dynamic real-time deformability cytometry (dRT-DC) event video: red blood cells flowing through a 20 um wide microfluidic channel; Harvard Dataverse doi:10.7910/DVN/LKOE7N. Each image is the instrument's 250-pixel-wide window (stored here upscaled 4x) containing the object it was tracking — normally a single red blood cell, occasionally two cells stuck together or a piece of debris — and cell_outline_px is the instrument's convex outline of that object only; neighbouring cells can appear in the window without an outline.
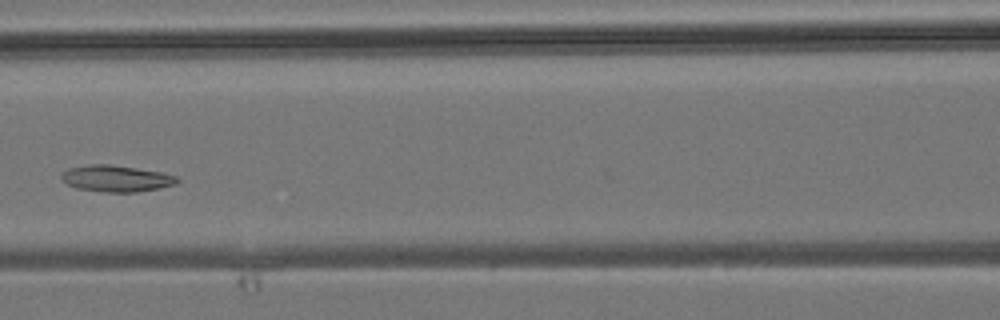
{"species": "common noctule bat (a hibernating species)", "species_latin": "Nyctalus noctula", "temperature_condition": "room temperature", "stored_images_in_passage": 4, "camera_frame_rate_fps": 3000, "um_per_image_px": 0.085, "animal": {"sex": "male", "body_mass_g": 19.2, "forearm_length_mm": 51.8}, "frame": {"image": 1, "passage_image": 4, "time_ms": 3.333, "image_size_px": [1000, 320], "cell_outline_px": [[180, 180], [176, 184], [160, 188], [136, 192], [104, 192], [76, 188], [60, 180], [60, 176], [68, 168], [92, 164], [108, 164], [136, 168], [160, 172], [176, 176]], "centroid_in_image_um": [9.87, 15.18], "position_along_channel_um": 156.7, "area_um2": 17.8}}